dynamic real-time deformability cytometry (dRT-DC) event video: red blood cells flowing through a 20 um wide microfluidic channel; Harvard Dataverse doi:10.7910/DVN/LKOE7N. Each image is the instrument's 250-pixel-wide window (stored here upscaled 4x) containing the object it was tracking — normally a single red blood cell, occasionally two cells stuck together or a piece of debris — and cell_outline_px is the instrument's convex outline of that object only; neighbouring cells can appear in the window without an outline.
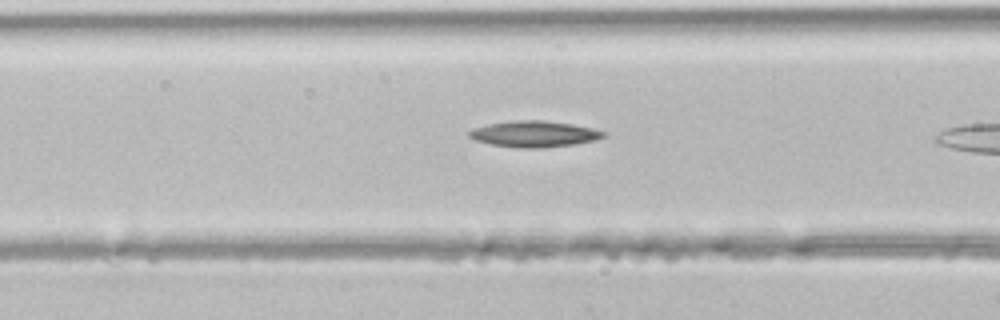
{"species": "common noctule bat (a hibernating species)", "species_latin": "Nyctalus noctula", "temperature_condition": "room temperature", "stored_images_in_passage": 7, "camera_frame_rate_fps": 3000, "um_per_image_px": 0.085, "animal": {"sex": "male", "body_mass_g": 21.5, "forearm_length_mm": 52.0}, "frame": {"image": 1, "passage_image": 6, "time_ms": 1.667, "image_size_px": [1000, 320], "cell_outline_px": [[608, 136], [596, 140], [576, 144], [540, 148], [524, 148], [492, 144], [476, 140], [468, 136], [468, 132], [472, 128], [488, 124], [516, 120], [544, 120], [572, 124], [592, 128], [604, 132]], "centroid_in_image_um": [45.43, 11.38], "position_along_channel_um": 121.2, "area_um2": 20.4}}